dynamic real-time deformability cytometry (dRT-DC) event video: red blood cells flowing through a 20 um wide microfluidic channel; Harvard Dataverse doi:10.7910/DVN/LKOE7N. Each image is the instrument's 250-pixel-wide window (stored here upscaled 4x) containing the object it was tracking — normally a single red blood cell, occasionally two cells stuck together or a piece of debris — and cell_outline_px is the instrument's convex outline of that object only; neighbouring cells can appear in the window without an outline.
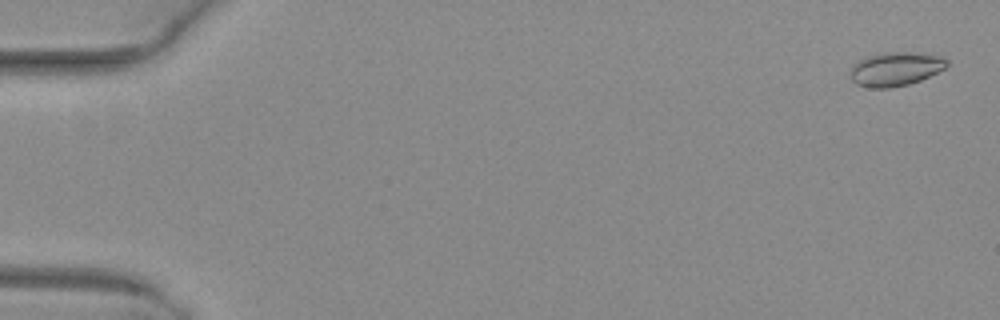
{"species": "common noctule bat (a hibernating species)", "species_latin": "Nyctalus noctula", "temperature_condition": "warm", "stored_images_in_passage": 53, "camera_frame_rate_fps": 3000, "um_per_image_px": 0.085, "animal": {"sex": "female", "body_mass_g": 29.2, "forearm_length_mm": 56.3}, "frame": {"image": 1, "passage_image": 2, "time_ms": 0.333, "image_size_px": [1000, 320], "cell_outline_px": [[948, 68], [920, 80], [908, 84], [892, 88], [872, 88], [856, 84], [852, 80], [848, 72], [852, 64], [868, 56], [880, 52], [916, 52], [940, 56], [948, 60]], "centroid_in_image_um": [76.11, 5.86], "position_along_channel_um": 8.9, "area_um2": 19.42}}
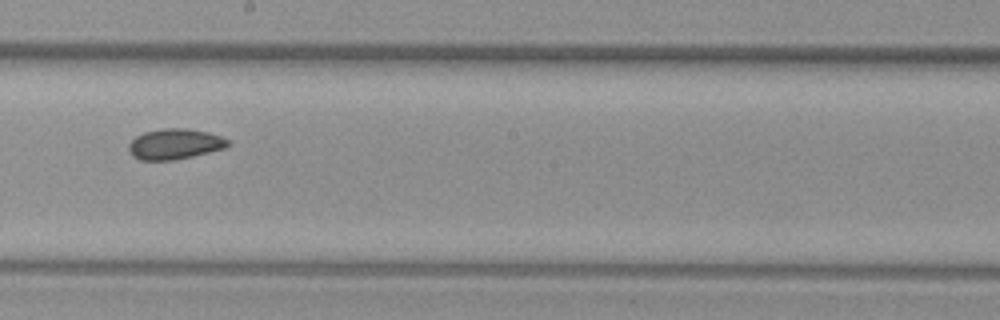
{"frame": {"image": 2, "passage_image": 31, "time_ms": 10.0, "image_size_px": [1000, 320], "cell_outline_px": [[232, 144], [224, 148], [192, 156], [172, 160], [140, 160], [132, 156], [128, 152], [128, 144], [136, 136], [144, 132], [164, 128], [188, 128], [208, 132], [220, 136], [228, 140]], "centroid_in_image_um": [14.83, 12.24], "position_along_channel_um": 233.4, "area_um2": 17.69}}
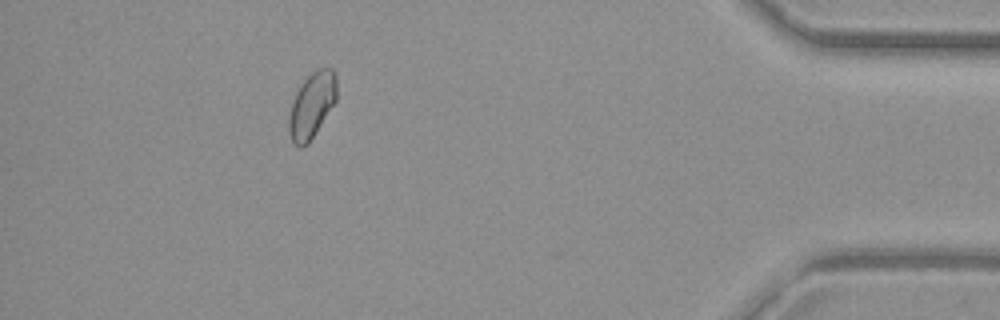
{"frame": {"image": 3, "passage_image": 48, "time_ms": 15.667, "image_size_px": [1000, 320], "cell_outline_px": [[336, 100], [308, 144], [300, 148], [292, 140], [288, 132], [288, 120], [292, 104], [296, 92], [300, 84], [316, 68], [332, 68], [336, 72]], "centroid_in_image_um": [26.5, 8.92], "position_along_channel_um": 408.7, "area_um2": 18.09}, "authors_computed_cell_mechanics": {"area_um2": 17.918, "velocity_mm_per_s": 4.0267, "shape_relaxation_time_tau1_ms": 7.0099, "shape_relaxation_time_tau2_ms": 6.1312, "deformation_change_tau1": 0.0753, "deformation_change_tau2": 0.086}}